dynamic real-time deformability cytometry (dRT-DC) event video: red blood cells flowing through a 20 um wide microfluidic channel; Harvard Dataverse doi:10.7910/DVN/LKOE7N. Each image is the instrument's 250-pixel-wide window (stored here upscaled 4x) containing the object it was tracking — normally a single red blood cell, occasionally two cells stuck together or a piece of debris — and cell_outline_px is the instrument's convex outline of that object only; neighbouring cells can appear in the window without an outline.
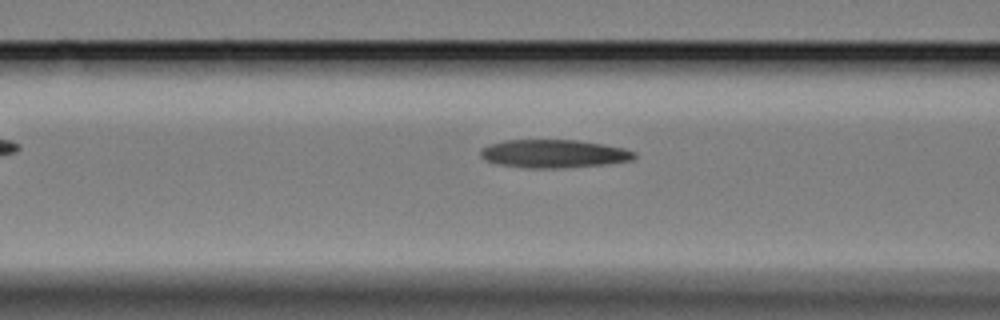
{"species": "Egyptian fruit bat (a non-hibernating species)", "species_latin": "Rousettus aegyptiacus", "temperature_condition": "cold", "stored_images_in_passage": 7, "camera_frame_rate_fps": 3000, "um_per_image_px": 0.085, "animal": {"sex": "female"}, "frame": {"image": 1, "passage_image": 5, "time_ms": 1.333, "image_size_px": [1000, 320], "cell_outline_px": [[636, 156], [632, 160], [604, 164], [564, 168], [524, 168], [496, 164], [484, 160], [480, 156], [480, 148], [488, 144], [504, 140], [576, 140], [624, 148], [636, 152]], "centroid_in_image_um": [47.0, 13.07], "position_along_channel_um": 119.6, "area_um2": 25.43}}